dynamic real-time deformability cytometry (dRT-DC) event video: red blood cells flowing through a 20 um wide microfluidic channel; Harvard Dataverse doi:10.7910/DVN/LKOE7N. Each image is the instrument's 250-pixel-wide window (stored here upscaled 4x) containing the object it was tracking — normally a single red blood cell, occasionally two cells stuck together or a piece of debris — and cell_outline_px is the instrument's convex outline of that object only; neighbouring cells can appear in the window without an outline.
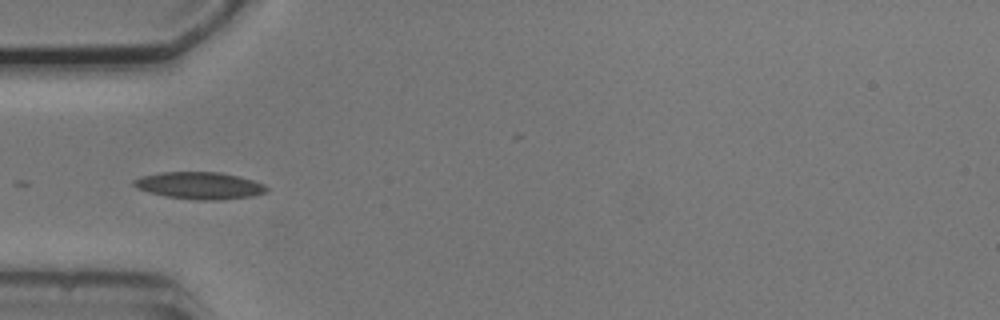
{"species": "common noctule bat (a hibernating species)", "species_latin": "Nyctalus noctula", "temperature_condition": "cold", "stored_images_in_passage": 14, "camera_frame_rate_fps": 3000, "um_per_image_px": 0.085, "animal": {"sex": "male", "body_mass_g": 20.5, "forearm_length_mm": 52.5}, "frame": {"image": 1, "passage_image": 1, "time_ms": 0.0, "image_size_px": [1000, 320], "cell_outline_px": [[268, 188], [264, 192], [252, 196], [220, 200], [196, 200], [164, 196], [148, 192], [136, 188], [132, 184], [132, 180], [140, 176], [160, 172], [220, 172], [252, 180], [264, 184]], "centroid_in_image_um": [16.89, 15.77], "position_along_channel_um": 68.1, "area_um2": 20.98}}
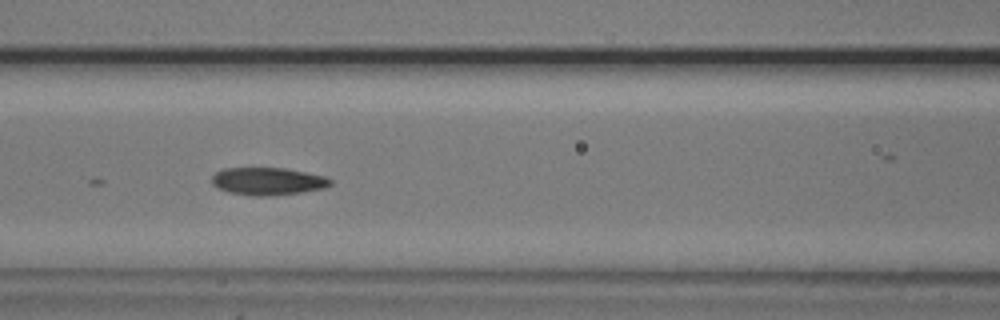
{"frame": {"image": 2, "passage_image": 7, "time_ms": 2.0, "image_size_px": [1000, 320], "cell_outline_px": [[332, 184], [324, 188], [300, 192], [268, 196], [256, 196], [228, 192], [216, 188], [212, 184], [212, 176], [216, 172], [224, 168], [284, 168], [324, 176], [332, 180]], "centroid_in_image_um": [22.73, 15.41], "position_along_channel_um": 143.9, "area_um2": 18.96}}
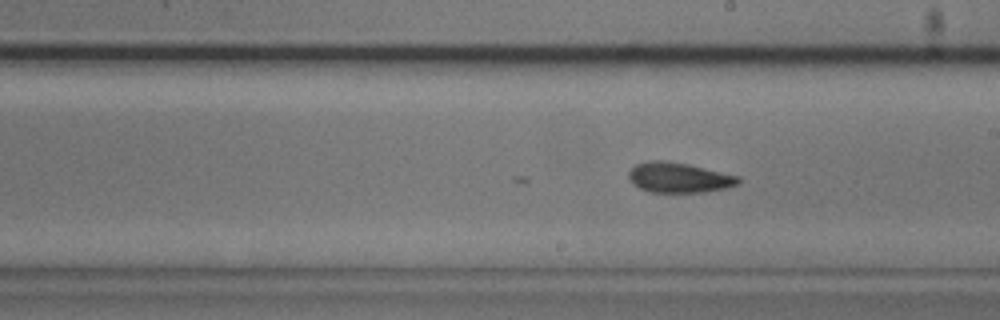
{"frame": {"image": 3, "passage_image": 14, "time_ms": 4.333, "image_size_px": [1000, 320], "cell_outline_px": [[740, 184], [728, 188], [704, 192], [648, 192], [640, 188], [628, 176], [628, 172], [636, 164], [648, 160], [668, 160], [688, 164], [740, 176]], "centroid_in_image_um": [57.75, 15.09], "position_along_channel_um": 231.3, "area_um2": 19.36}}